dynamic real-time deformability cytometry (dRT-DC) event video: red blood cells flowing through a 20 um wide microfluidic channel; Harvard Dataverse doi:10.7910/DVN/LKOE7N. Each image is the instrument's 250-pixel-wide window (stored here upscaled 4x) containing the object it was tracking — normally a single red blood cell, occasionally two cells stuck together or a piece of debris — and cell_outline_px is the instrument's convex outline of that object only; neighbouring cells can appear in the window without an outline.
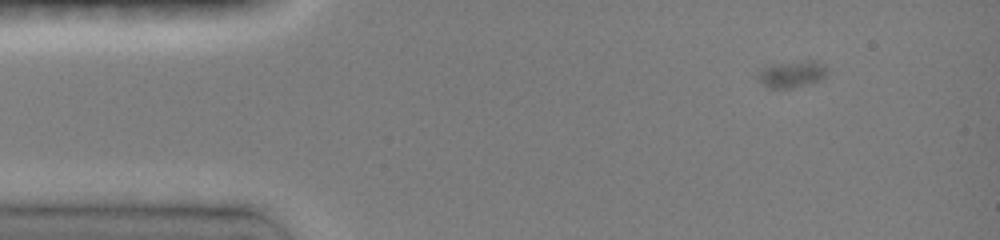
{"species": "common noctule bat (a hibernating species)", "species_latin": "Nyctalus noctula", "temperature_condition": "room temperature", "stored_images_in_passage": 20, "camera_frame_rate_fps": 3000, "um_per_image_px": 0.085, "animal": {"sex": "female", "body_mass_g": 19.0, "forearm_length_mm": 51.5}, "frame": {"image": 1, "passage_image": 9, "time_ms": 2.667, "image_size_px": [1000, 240], "cell_outline_px": [[824, 76], [820, 80], [792, 88], [772, 88], [764, 84], [756, 76], [760, 68], [780, 64], [808, 60], [816, 60], [824, 68]], "centroid_in_image_um": [67.26, 6.31], "position_along_channel_um": 17.7, "area_um2": 10.23}}